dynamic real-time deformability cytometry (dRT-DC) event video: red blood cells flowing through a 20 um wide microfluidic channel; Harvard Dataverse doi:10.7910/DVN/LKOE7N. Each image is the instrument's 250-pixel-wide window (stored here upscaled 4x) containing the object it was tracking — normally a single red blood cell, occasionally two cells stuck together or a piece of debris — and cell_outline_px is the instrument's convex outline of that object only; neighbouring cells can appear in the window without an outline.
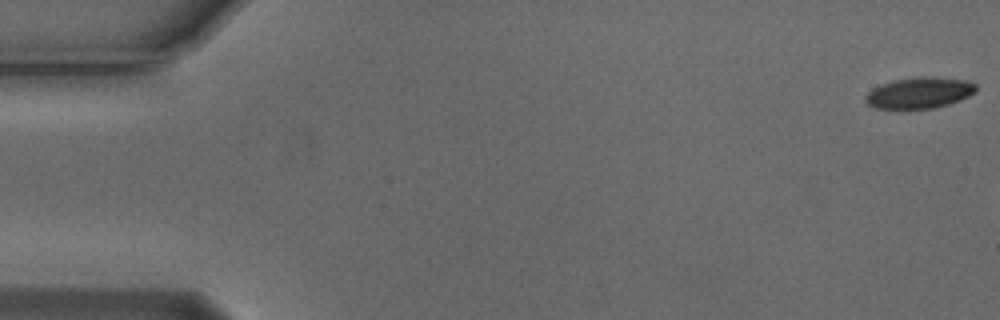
{"species": "Egyptian fruit bat (a non-hibernating species)", "species_latin": "Rousettus aegyptiacus", "temperature_condition": "cold", "stored_images_in_passage": 14, "camera_frame_rate_fps": 3000, "um_per_image_px": 0.085, "animal": {"sex": "male"}, "frame": {"image": 1, "passage_image": 1, "time_ms": 0.0, "image_size_px": [1000, 320], "cell_outline_px": [[976, 92], [960, 100], [948, 104], [932, 108], [876, 108], [868, 104], [864, 100], [864, 96], [872, 88], [892, 80], [932, 76], [968, 80], [976, 84]], "centroid_in_image_um": [78.16, 7.88], "position_along_channel_um": 6.8, "area_um2": 19.94}}
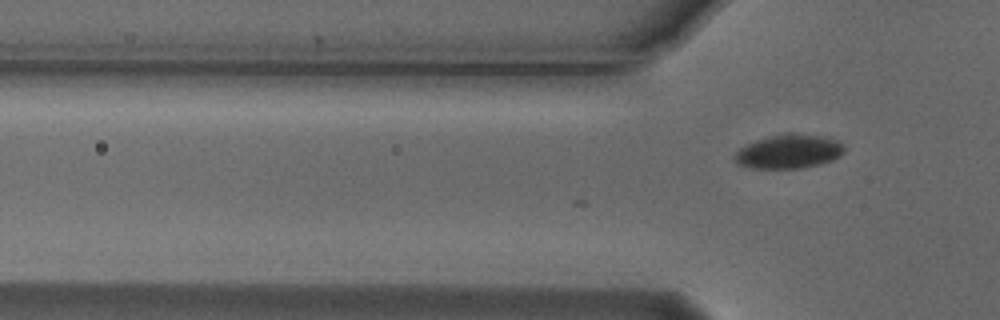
{"frame": {"image": 2, "passage_image": 14, "time_ms": 4.333, "image_size_px": [1000, 320], "cell_outline_px": [[844, 152], [840, 156], [832, 160], [820, 164], [804, 168], [752, 168], [736, 164], [732, 156], [740, 148], [756, 140], [768, 136], [788, 132], [792, 132], [824, 136], [836, 140], [844, 144]], "centroid_in_image_um": [67.05, 12.87], "position_along_channel_um": 58.8, "area_um2": 22.02}}